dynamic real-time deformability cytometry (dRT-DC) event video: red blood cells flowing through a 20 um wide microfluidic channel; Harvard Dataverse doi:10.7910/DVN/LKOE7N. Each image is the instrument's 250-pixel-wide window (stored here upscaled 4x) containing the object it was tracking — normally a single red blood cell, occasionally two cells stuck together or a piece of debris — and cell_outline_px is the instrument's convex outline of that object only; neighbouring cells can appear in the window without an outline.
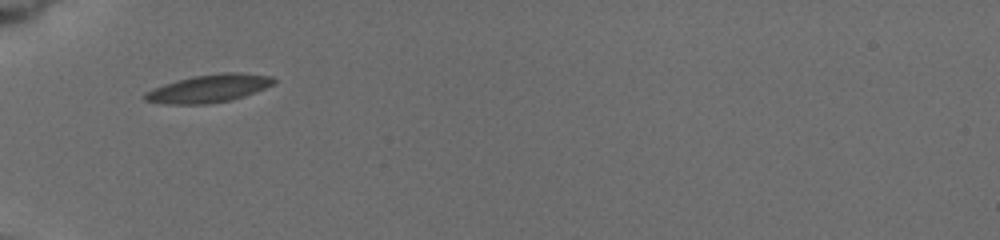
{"species": "common noctule bat (a hibernating species)", "species_latin": "Nyctalus noctula", "temperature_condition": "cold", "stored_images_in_passage": 48, "camera_frame_rate_fps": 3000, "um_per_image_px": 0.085, "animal": {"sex": "female", "body_mass_g": 19.5, "forearm_length_mm": 54.1}, "frame": {"image": 1, "passage_image": 1, "time_ms": 0.0, "image_size_px": [1000, 240], "cell_outline_px": [[276, 80], [272, 84], [264, 88], [244, 96], [232, 100], [208, 104], [164, 104], [144, 100], [144, 92], [152, 88], [164, 84], [192, 76], [220, 72], [240, 72], [272, 76]], "centroid_in_image_um": [17.73, 7.51], "position_along_channel_um": 67.3, "area_um2": 21.04}}
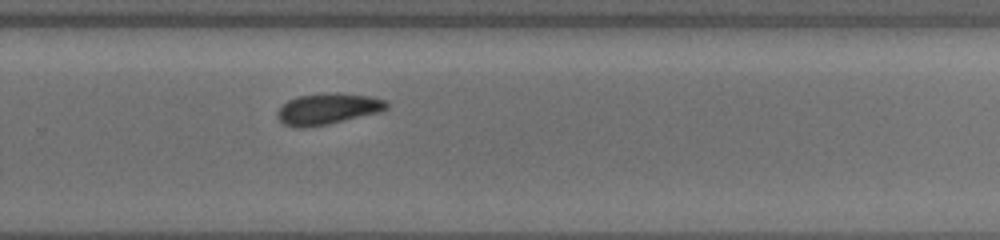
{"frame": {"image": 2, "passage_image": 29, "time_ms": 6.333, "image_size_px": [1000, 240], "cell_outline_px": [[388, 108], [380, 112], [328, 124], [304, 128], [296, 128], [284, 124], [276, 116], [276, 112], [288, 100], [300, 96], [332, 92], [336, 92], [372, 96], [384, 100], [388, 104]], "centroid_in_image_um": [27.86, 9.25], "position_along_channel_um": 301.9, "area_um2": 19.83}}
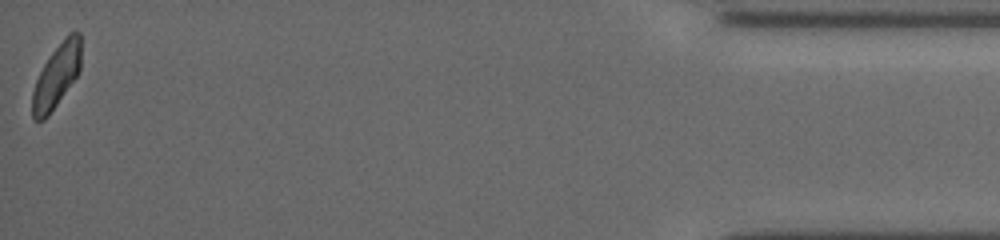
{"frame": {"image": 3, "passage_image": 48, "time_ms": 11.667, "image_size_px": [1000, 240], "cell_outline_px": [[80, 72], [48, 116], [44, 120], [36, 120], [32, 116], [32, 92], [36, 80], [44, 64], [52, 52], [68, 32], [80, 32]], "centroid_in_image_um": [4.81, 6.45], "position_along_channel_um": 430.4, "area_um2": 17.86}, "authors_computed_cell_mechanics": {"area_um2": 19.7676, "velocity_mm_per_s": 3.817, "shape_relaxation_time_tau1_ms": 2.0824, "shape_relaxation_time_tau2_ms": null, "deformation_change_tau1": 0.1004, "deformation_change_tau2": null}}